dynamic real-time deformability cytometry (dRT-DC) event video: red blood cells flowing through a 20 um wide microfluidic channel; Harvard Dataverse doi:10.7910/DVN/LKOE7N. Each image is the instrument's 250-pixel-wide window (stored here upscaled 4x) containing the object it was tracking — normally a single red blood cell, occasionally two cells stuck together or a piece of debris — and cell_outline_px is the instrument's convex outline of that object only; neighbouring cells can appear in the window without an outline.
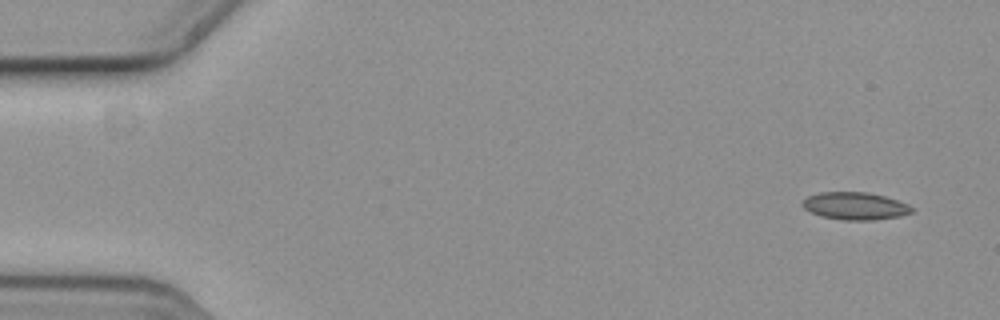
{"species": "common noctule bat (a hibernating species)", "species_latin": "Nyctalus noctula", "temperature_condition": "cold", "stored_images_in_passage": 5, "camera_frame_rate_fps": 3000, "um_per_image_px": 0.085, "animal": {"sex": "female", "body_mass_g": 19.3, "forearm_length_mm": 54.1}, "frame": {"image": 1, "passage_image": 1, "time_ms": 0.0, "image_size_px": [1000, 320], "cell_outline_px": [[912, 212], [900, 216], [872, 220], [844, 220], [820, 216], [804, 208], [800, 204], [808, 196], [820, 192], [868, 192], [884, 196], [908, 204], [912, 208]], "centroid_in_image_um": [72.66, 17.5], "position_along_channel_um": 12.3, "area_um2": 17.4}}